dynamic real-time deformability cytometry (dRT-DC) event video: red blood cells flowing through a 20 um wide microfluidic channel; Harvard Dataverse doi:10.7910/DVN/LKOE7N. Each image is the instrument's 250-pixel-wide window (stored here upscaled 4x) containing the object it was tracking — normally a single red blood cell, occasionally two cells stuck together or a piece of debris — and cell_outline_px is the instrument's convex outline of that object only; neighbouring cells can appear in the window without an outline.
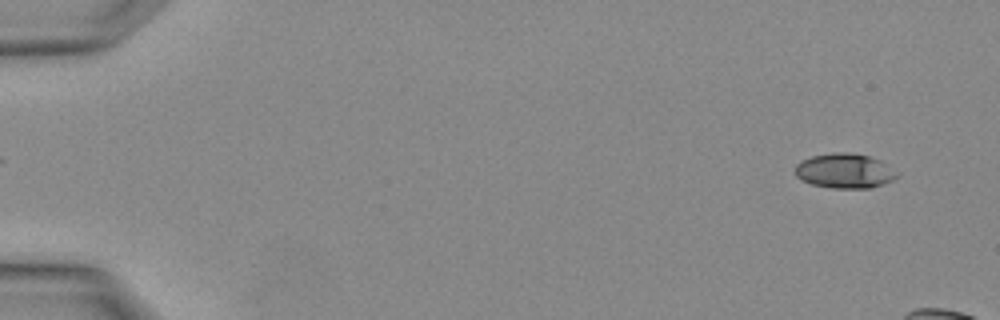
{"species": "Egyptian fruit bat (a non-hibernating species)", "species_latin": "Rousettus aegyptiacus", "temperature_condition": "warm", "stored_images_in_passage": 2, "camera_frame_rate_fps": 3000, "um_per_image_px": 0.085, "animal": {"sex": "female"}, "frame": {"image": 1, "passage_image": 1, "time_ms": 0.0, "image_size_px": [1000, 320], "cell_outline_px": [[896, 176], [892, 180], [868, 188], [832, 188], [812, 184], [800, 180], [796, 176], [796, 164], [800, 160], [812, 156], [832, 152], [848, 152], [868, 156], [880, 160]], "centroid_in_image_um": [71.68, 14.52], "position_along_channel_um": 13.3, "area_um2": 20.17}}